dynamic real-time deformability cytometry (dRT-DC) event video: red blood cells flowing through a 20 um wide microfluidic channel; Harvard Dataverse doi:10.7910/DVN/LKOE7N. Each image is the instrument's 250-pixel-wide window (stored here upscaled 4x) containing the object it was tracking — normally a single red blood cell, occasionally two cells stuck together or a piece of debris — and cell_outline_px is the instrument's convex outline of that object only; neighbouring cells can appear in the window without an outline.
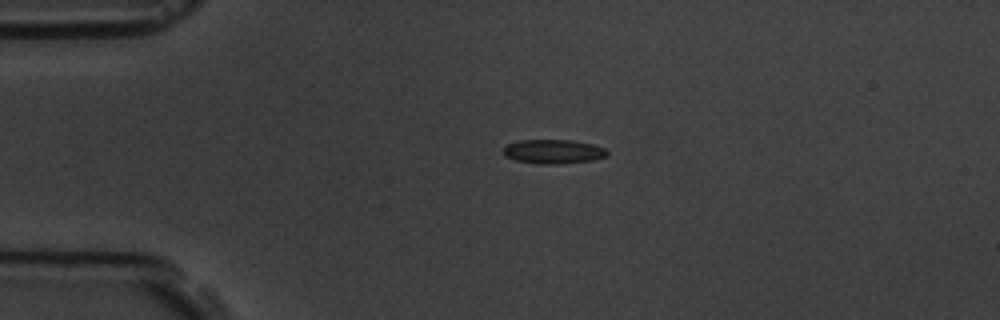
{"species": "common noctule bat (a hibernating species)", "species_latin": "Nyctalus noctula", "temperature_condition": "room temperature", "stored_images_in_passage": 3, "camera_frame_rate_fps": 3000, "um_per_image_px": 0.085, "animal": {"sex": "male", "body_mass_g": 19.5, "forearm_length_mm": 54.6}, "frame": {"image": 1, "passage_image": 3, "time_ms": 2.333, "image_size_px": [1000, 320], "cell_outline_px": [[608, 152], [604, 156], [592, 160], [560, 164], [540, 164], [516, 160], [504, 156], [504, 148], [508, 144], [520, 140], [572, 140], [592, 144], [604, 148]], "centroid_in_image_um": [47.01, 12.88], "position_along_channel_um": 38.0, "area_um2": 14.45}}